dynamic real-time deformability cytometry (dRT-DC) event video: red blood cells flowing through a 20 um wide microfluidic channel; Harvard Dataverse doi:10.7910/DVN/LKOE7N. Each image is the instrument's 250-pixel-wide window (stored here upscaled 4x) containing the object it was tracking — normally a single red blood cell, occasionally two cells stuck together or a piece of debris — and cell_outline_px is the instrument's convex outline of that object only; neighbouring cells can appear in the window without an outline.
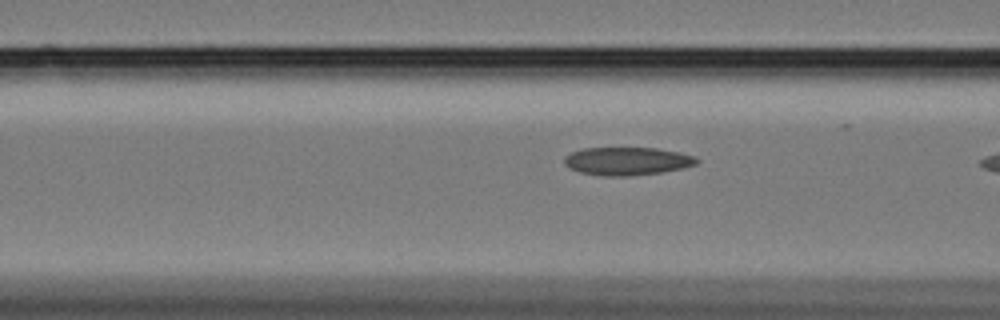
{"species": "Egyptian fruit bat (a non-hibernating species)", "species_latin": "Rousettus aegyptiacus", "temperature_condition": "cold", "stored_images_in_passage": 5, "camera_frame_rate_fps": 3000, "um_per_image_px": 0.085, "animal": {"sex": "female"}, "frame": {"image": 1, "passage_image": 3, "time_ms": 0.667, "image_size_px": [1000, 320], "cell_outline_px": [[700, 160], [696, 164], [684, 168], [660, 172], [628, 176], [604, 176], [580, 172], [564, 164], [564, 156], [572, 152], [584, 148], [656, 148], [680, 152], [696, 156]], "centroid_in_image_um": [53.34, 13.69], "position_along_channel_um": 113.3, "area_um2": 21.62}}